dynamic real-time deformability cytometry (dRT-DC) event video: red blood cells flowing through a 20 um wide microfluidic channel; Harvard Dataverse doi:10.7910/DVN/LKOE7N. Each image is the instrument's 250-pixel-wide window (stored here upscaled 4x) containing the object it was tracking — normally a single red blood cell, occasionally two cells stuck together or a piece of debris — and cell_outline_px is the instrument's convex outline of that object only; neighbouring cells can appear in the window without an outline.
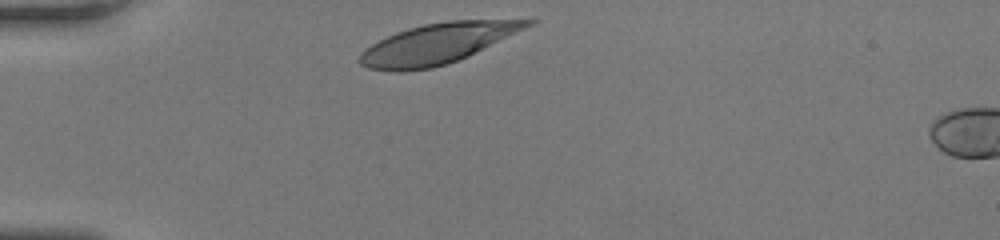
{"species": "human", "species_latin": "Homo sapiens", "temperature_condition": "room temperature", "stored_images_in_passage": 28, "camera_frame_rate_fps": 3000, "um_per_image_px": 0.085, "donor": {"sex": "female"}, "frame": {"image": 1, "passage_image": 1, "time_ms": 0.0, "image_size_px": [1000, 240], "cell_outline_px": [[536, 20], [532, 24], [524, 28], [448, 64], [432, 68], [404, 72], [396, 72], [368, 68], [360, 64], [356, 60], [360, 52], [364, 48], [396, 32], [408, 28], [424, 24], [448, 20]], "centroid_in_image_um": [37.03, 3.73], "position_along_channel_um": 48.0, "area_um2": 38.67}}
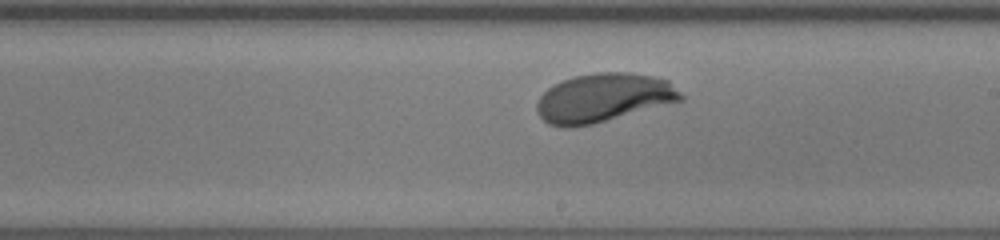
{"frame": {"image": 2, "passage_image": 17, "time_ms": 5.333, "image_size_px": [1000, 240], "cell_outline_px": [[684, 100], [592, 124], [572, 128], [568, 128], [548, 124], [536, 112], [536, 104], [540, 96], [548, 88], [572, 76], [596, 72], [628, 72], [652, 76], [668, 80], [684, 96]], "centroid_in_image_um": [51.28, 8.31], "position_along_channel_um": 237.7, "area_um2": 40.86}}
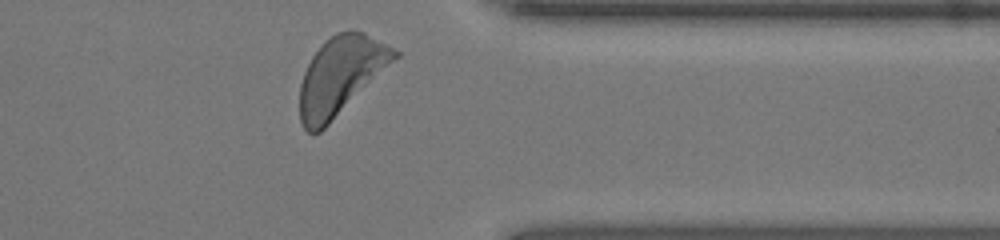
{"frame": {"image": 3, "passage_image": 28, "time_ms": 9.0, "image_size_px": [1000, 240], "cell_outline_px": [[400, 56], [320, 132], [312, 136], [304, 128], [300, 120], [300, 84], [304, 72], [312, 56], [324, 40], [336, 32], [348, 28], [352, 28], [364, 32], [400, 52]], "centroid_in_image_um": [28.95, 6.41], "position_along_channel_um": 382.5, "area_um2": 43.12}, "authors_computed_cell_mechanics": {"area_um2": 40.5756, "velocity_mm_per_s": 4.0995, "shape_relaxation_time_tau1_ms": 2.6274, "shape_relaxation_time_tau2_ms": null, "deformation_change_tau1": 0.1668, "deformation_change_tau2": null}}